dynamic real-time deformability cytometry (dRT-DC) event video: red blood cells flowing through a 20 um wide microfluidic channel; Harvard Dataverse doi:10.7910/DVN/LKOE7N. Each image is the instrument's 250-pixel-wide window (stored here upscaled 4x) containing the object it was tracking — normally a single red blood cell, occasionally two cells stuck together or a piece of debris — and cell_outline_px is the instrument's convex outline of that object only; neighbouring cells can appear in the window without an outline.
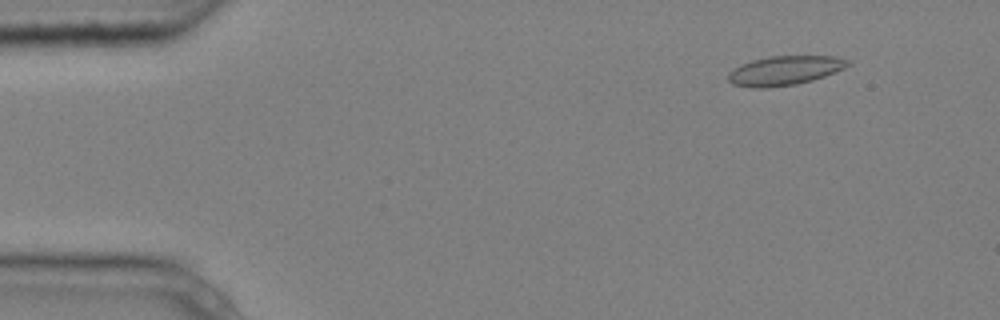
{"species": "common noctule bat (a hibernating species)", "species_latin": "Nyctalus noctula", "temperature_condition": "cold", "stored_images_in_passage": 5, "camera_frame_rate_fps": 3000, "um_per_image_px": 0.085, "animal": {"sex": "male", "body_mass_g": 20.4}, "frame": {"image": 1, "passage_image": 2, "time_ms": 0.333, "image_size_px": [1000, 320], "cell_outline_px": [[852, 64], [844, 68], [824, 76], [812, 80], [796, 84], [768, 88], [752, 88], [732, 84], [728, 80], [728, 72], [752, 60], [768, 56], [836, 56], [848, 60]], "centroid_in_image_um": [66.7, 6.0], "position_along_channel_um": 18.3, "area_um2": 20.35}}